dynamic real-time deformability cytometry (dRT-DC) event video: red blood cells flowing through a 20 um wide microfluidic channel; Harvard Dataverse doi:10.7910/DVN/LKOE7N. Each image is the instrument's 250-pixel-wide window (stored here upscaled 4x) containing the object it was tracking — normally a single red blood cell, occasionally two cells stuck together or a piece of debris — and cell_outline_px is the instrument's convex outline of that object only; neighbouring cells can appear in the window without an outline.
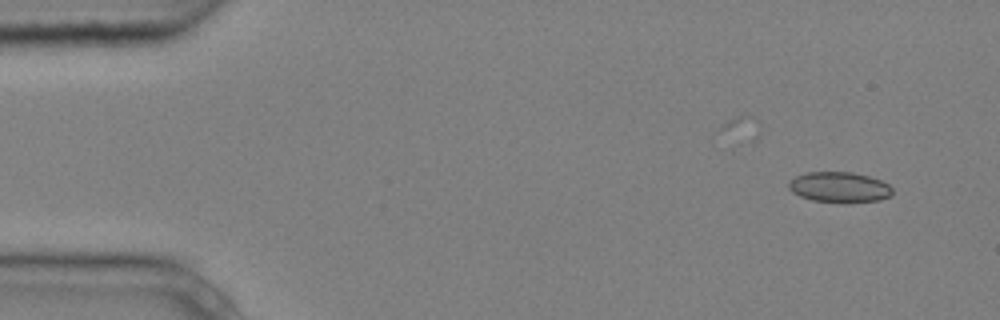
{"species": "common noctule bat (a hibernating species)", "species_latin": "Nyctalus noctula", "temperature_condition": "cold", "stored_images_in_passage": 5, "camera_frame_rate_fps": 3000, "um_per_image_px": 0.085, "animal": {"sex": "male", "body_mass_g": 20.4}, "frame": {"image": 1, "passage_image": 3, "time_ms": 0.667, "image_size_px": [1000, 320], "cell_outline_px": [[892, 192], [888, 196], [880, 200], [848, 204], [812, 200], [800, 196], [792, 192], [788, 188], [788, 180], [804, 172], [852, 172], [868, 176], [880, 180], [888, 184], [892, 188]], "centroid_in_image_um": [71.31, 15.92], "position_along_channel_um": 13.7, "area_um2": 18.73}}